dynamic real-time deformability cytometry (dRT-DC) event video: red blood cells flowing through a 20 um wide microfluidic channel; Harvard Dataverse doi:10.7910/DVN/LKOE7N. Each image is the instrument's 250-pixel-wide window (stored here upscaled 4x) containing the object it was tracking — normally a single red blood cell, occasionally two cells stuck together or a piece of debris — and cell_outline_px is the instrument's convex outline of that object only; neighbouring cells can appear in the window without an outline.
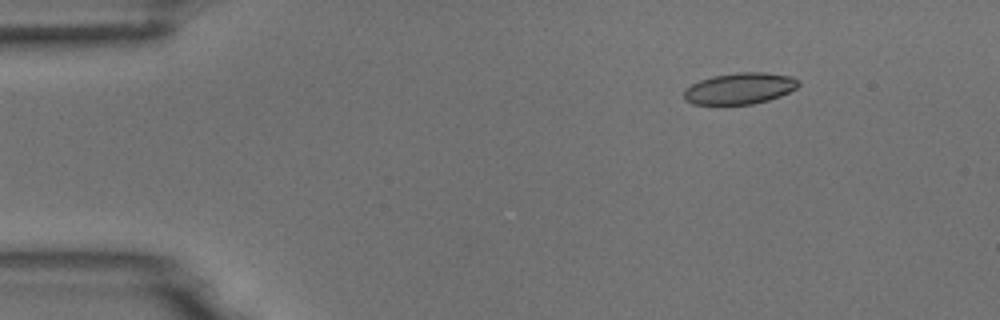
{"species": "common noctule bat (a hibernating species)", "species_latin": "Nyctalus noctula", "temperature_condition": "room temperature", "stored_images_in_passage": 6, "camera_frame_rate_fps": 3000, "um_per_image_px": 0.085, "animal": {"sex": "male", "body_mass_g": 18.8}, "frame": {"image": 1, "passage_image": 2, "time_ms": 1.333, "image_size_px": [1000, 320], "cell_outline_px": [[800, 84], [796, 88], [780, 96], [768, 100], [752, 104], [692, 104], [684, 100], [684, 88], [700, 80], [712, 76], [736, 72], [764, 72], [792, 76], [800, 80]], "centroid_in_image_um": [62.88, 7.51], "position_along_channel_um": 22.1, "area_um2": 21.04}}
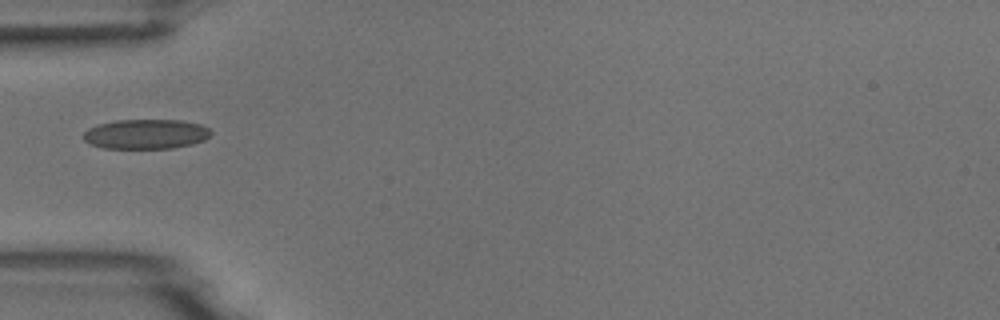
{"frame": {"image": 2, "passage_image": 4, "time_ms": 4.667, "image_size_px": [1000, 320], "cell_outline_px": [[212, 132], [204, 140], [192, 144], [172, 148], [104, 148], [88, 144], [84, 140], [84, 132], [88, 128], [100, 124], [116, 120], [184, 120], [200, 124], [208, 128]], "centroid_in_image_um": [12.4, 11.39], "position_along_channel_um": 72.6, "area_um2": 22.08}}
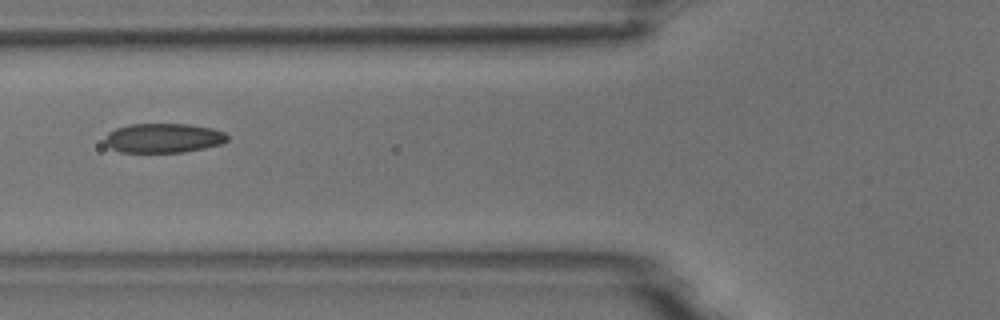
{"frame": {"image": 3, "passage_image": 5, "time_ms": 5.667, "image_size_px": [1000, 320], "cell_outline_px": [[228, 140], [220, 144], [204, 148], [184, 152], [120, 152], [112, 148], [104, 140], [108, 132], [116, 128], [128, 124], [188, 124], [212, 128], [224, 132], [228, 136]], "centroid_in_image_um": [13.9, 11.73], "position_along_channel_um": 111.9, "area_um2": 20.92}}